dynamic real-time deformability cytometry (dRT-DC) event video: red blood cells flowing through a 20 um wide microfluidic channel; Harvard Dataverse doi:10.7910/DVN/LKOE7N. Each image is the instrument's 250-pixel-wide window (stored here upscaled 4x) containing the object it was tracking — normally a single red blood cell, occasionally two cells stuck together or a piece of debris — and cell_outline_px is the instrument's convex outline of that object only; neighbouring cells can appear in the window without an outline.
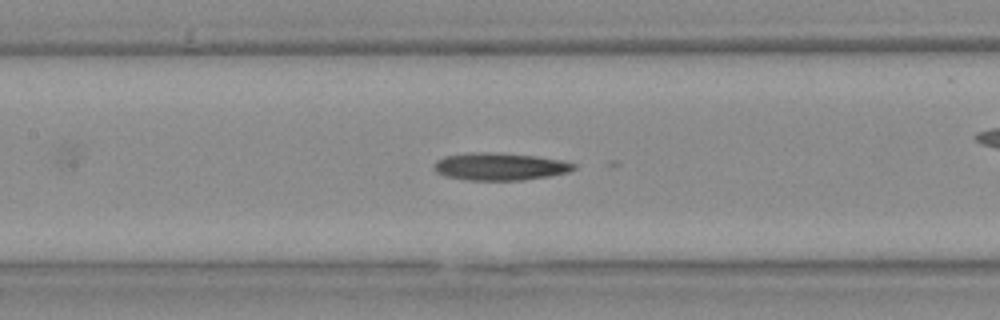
{"species": "Egyptian fruit bat (a non-hibernating species)", "species_latin": "Rousettus aegyptiacus", "temperature_condition": "warm", "stored_images_in_passage": 13, "camera_frame_rate_fps": 3000, "um_per_image_px": 0.085, "animal": {"sex": "female"}, "frame": {"image": 1, "passage_image": 11, "time_ms": 3.333, "image_size_px": [1000, 320], "cell_outline_px": [[576, 168], [568, 172], [548, 176], [524, 180], [464, 180], [444, 176], [436, 172], [432, 168], [436, 160], [444, 156], [472, 152], [500, 152], [536, 156], [560, 160], [576, 164]], "centroid_in_image_um": [42.44, 14.15], "position_along_channel_um": 165.0, "area_um2": 22.6}}